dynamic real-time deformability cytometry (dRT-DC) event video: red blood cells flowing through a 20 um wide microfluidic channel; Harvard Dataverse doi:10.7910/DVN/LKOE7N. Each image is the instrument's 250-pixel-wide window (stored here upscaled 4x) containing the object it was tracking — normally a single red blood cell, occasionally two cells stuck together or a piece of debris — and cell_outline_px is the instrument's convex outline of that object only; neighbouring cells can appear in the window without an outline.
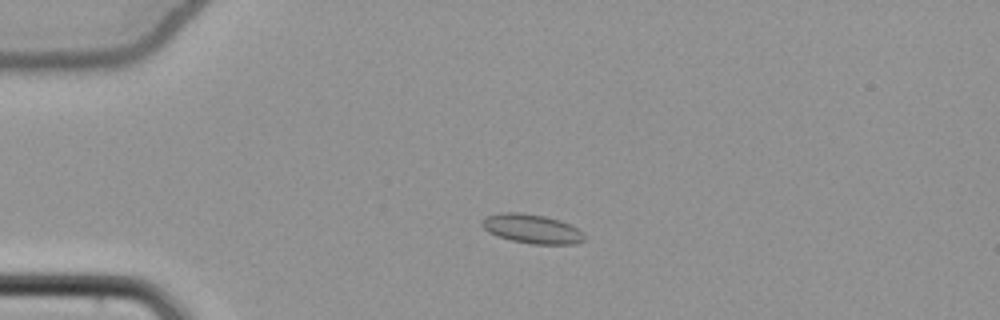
{"species": "common noctule bat (a hibernating species)", "species_latin": "Nyctalus noctula", "temperature_condition": "cold", "stored_images_in_passage": 55, "camera_frame_rate_fps": 3000, "um_per_image_px": 0.085, "animal": {"sex": "female", "body_mass_g": 22.7, "forearm_length_mm": 54.2}, "frame": {"image": 1, "passage_image": 14, "time_ms": 4.333, "image_size_px": [1000, 320], "cell_outline_px": [[588, 236], [584, 240], [572, 244], [532, 244], [512, 240], [496, 236], [488, 232], [480, 224], [488, 216], [504, 212], [520, 212], [544, 216], [560, 220], [584, 232]], "centroid_in_image_um": [45.24, 19.45], "position_along_channel_um": 39.8, "area_um2": 17.34}}
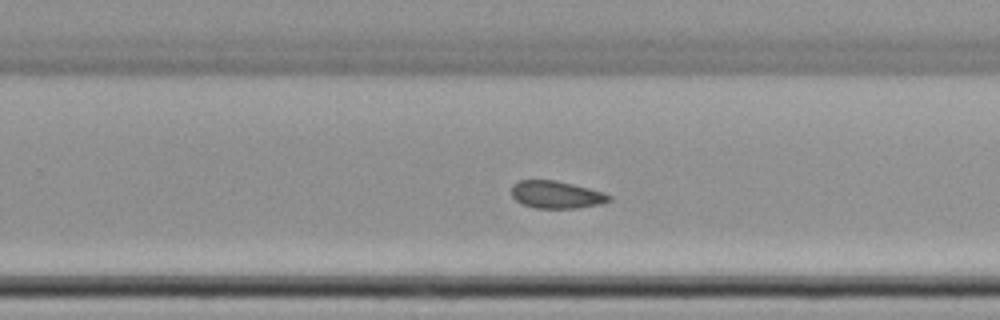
{"frame": {"image": 2, "passage_image": 36, "time_ms": 11.667, "image_size_px": [1000, 320], "cell_outline_px": [[612, 200], [604, 204], [576, 208], [532, 208], [516, 200], [512, 196], [512, 184], [520, 180], [556, 180], [604, 192], [612, 196]], "centroid_in_image_um": [47.32, 16.55], "position_along_channel_um": 282.5, "area_um2": 15.72}}
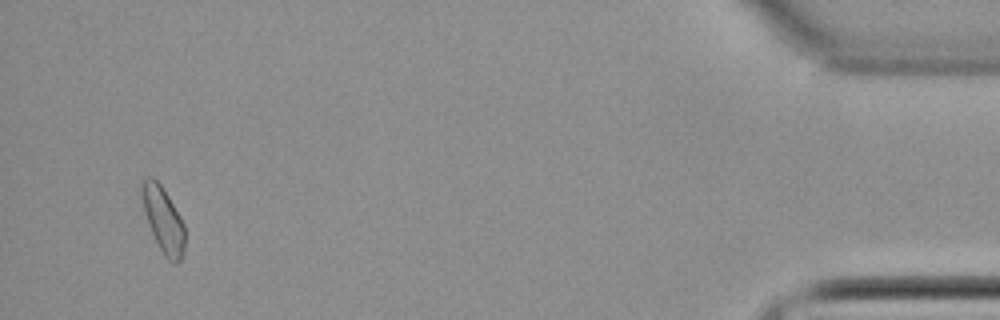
{"frame": {"image": 3, "passage_image": 53, "time_ms": 17.333, "image_size_px": [1000, 320], "cell_outline_px": [[184, 252], [180, 260], [176, 264], [168, 260], [164, 256], [148, 224], [140, 192], [140, 184], [148, 176], [152, 176], [160, 184], [168, 196], [180, 216], [184, 224]], "centroid_in_image_um": [13.87, 18.67], "position_along_channel_um": 421.3, "area_um2": 16.24}, "authors_computed_cell_mechanics": {"area_um2": 16.184, "velocity_mm_per_s": 3.8248, "shape_relaxation_time_tau1_ms": null, "shape_relaxation_time_tau2_ms": 3.3509, "deformation_change_tau1": null, "deformation_change_tau2": 0.0846}}